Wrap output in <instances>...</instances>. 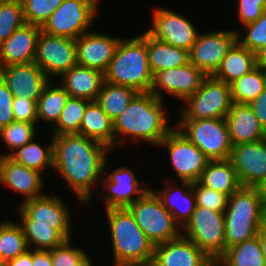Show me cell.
Masks as SVG:
<instances>
[{
	"instance_id": "6da1fadb",
	"label": "cell",
	"mask_w": 266,
	"mask_h": 266,
	"mask_svg": "<svg viewBox=\"0 0 266 266\" xmlns=\"http://www.w3.org/2000/svg\"><path fill=\"white\" fill-rule=\"evenodd\" d=\"M52 140L53 170L60 173L80 203L88 205L93 196V186L104 175L106 156L111 149L80 134L53 136Z\"/></svg>"
},
{
	"instance_id": "7a4b0ae2",
	"label": "cell",
	"mask_w": 266,
	"mask_h": 266,
	"mask_svg": "<svg viewBox=\"0 0 266 266\" xmlns=\"http://www.w3.org/2000/svg\"><path fill=\"white\" fill-rule=\"evenodd\" d=\"M163 101L151 92H138L114 120L115 146L126 142V135L134 140L138 138L144 142L159 145L173 129L167 124V112L163 108L165 107ZM122 135H125L123 141L121 137L118 140L117 138Z\"/></svg>"
},
{
	"instance_id": "3957f363",
	"label": "cell",
	"mask_w": 266,
	"mask_h": 266,
	"mask_svg": "<svg viewBox=\"0 0 266 266\" xmlns=\"http://www.w3.org/2000/svg\"><path fill=\"white\" fill-rule=\"evenodd\" d=\"M114 266H136L152 262L155 245L138 226L127 208L106 209Z\"/></svg>"
},
{
	"instance_id": "277c9868",
	"label": "cell",
	"mask_w": 266,
	"mask_h": 266,
	"mask_svg": "<svg viewBox=\"0 0 266 266\" xmlns=\"http://www.w3.org/2000/svg\"><path fill=\"white\" fill-rule=\"evenodd\" d=\"M104 76L109 83L128 86L137 92H150L153 74L146 49V32L127 40L121 39Z\"/></svg>"
},
{
	"instance_id": "5b68a950",
	"label": "cell",
	"mask_w": 266,
	"mask_h": 266,
	"mask_svg": "<svg viewBox=\"0 0 266 266\" xmlns=\"http://www.w3.org/2000/svg\"><path fill=\"white\" fill-rule=\"evenodd\" d=\"M264 206L255 187H241L229 197L224 212L226 249L258 235Z\"/></svg>"
},
{
	"instance_id": "8992f818",
	"label": "cell",
	"mask_w": 266,
	"mask_h": 266,
	"mask_svg": "<svg viewBox=\"0 0 266 266\" xmlns=\"http://www.w3.org/2000/svg\"><path fill=\"white\" fill-rule=\"evenodd\" d=\"M127 209L154 245L173 240L182 234L173 215L162 205L151 188Z\"/></svg>"
},
{
	"instance_id": "52a82bcc",
	"label": "cell",
	"mask_w": 266,
	"mask_h": 266,
	"mask_svg": "<svg viewBox=\"0 0 266 266\" xmlns=\"http://www.w3.org/2000/svg\"><path fill=\"white\" fill-rule=\"evenodd\" d=\"M184 103L187 106L181 109V120L225 118L233 104L231 87L213 76H206L200 88Z\"/></svg>"
},
{
	"instance_id": "ba28073f",
	"label": "cell",
	"mask_w": 266,
	"mask_h": 266,
	"mask_svg": "<svg viewBox=\"0 0 266 266\" xmlns=\"http://www.w3.org/2000/svg\"><path fill=\"white\" fill-rule=\"evenodd\" d=\"M175 127L209 160L230 159L233 146L225 118L180 120Z\"/></svg>"
},
{
	"instance_id": "9c48e42d",
	"label": "cell",
	"mask_w": 266,
	"mask_h": 266,
	"mask_svg": "<svg viewBox=\"0 0 266 266\" xmlns=\"http://www.w3.org/2000/svg\"><path fill=\"white\" fill-rule=\"evenodd\" d=\"M183 230L182 235L189 238L213 261L216 262L225 253L224 212L196 206L181 232Z\"/></svg>"
},
{
	"instance_id": "30bf717a",
	"label": "cell",
	"mask_w": 266,
	"mask_h": 266,
	"mask_svg": "<svg viewBox=\"0 0 266 266\" xmlns=\"http://www.w3.org/2000/svg\"><path fill=\"white\" fill-rule=\"evenodd\" d=\"M99 0H63L41 27L53 36L77 39L88 32L95 21Z\"/></svg>"
},
{
	"instance_id": "8fae6325",
	"label": "cell",
	"mask_w": 266,
	"mask_h": 266,
	"mask_svg": "<svg viewBox=\"0 0 266 266\" xmlns=\"http://www.w3.org/2000/svg\"><path fill=\"white\" fill-rule=\"evenodd\" d=\"M167 147L170 163L179 180L197 182L209 159L175 126L159 144Z\"/></svg>"
},
{
	"instance_id": "7c38bea8",
	"label": "cell",
	"mask_w": 266,
	"mask_h": 266,
	"mask_svg": "<svg viewBox=\"0 0 266 266\" xmlns=\"http://www.w3.org/2000/svg\"><path fill=\"white\" fill-rule=\"evenodd\" d=\"M34 63L48 78L60 77L77 64L76 40L41 31L37 40Z\"/></svg>"
},
{
	"instance_id": "4fadbf2b",
	"label": "cell",
	"mask_w": 266,
	"mask_h": 266,
	"mask_svg": "<svg viewBox=\"0 0 266 266\" xmlns=\"http://www.w3.org/2000/svg\"><path fill=\"white\" fill-rule=\"evenodd\" d=\"M237 32L238 30H228L199 34L189 51V63L195 65L206 76H212L237 42Z\"/></svg>"
},
{
	"instance_id": "5bb4252c",
	"label": "cell",
	"mask_w": 266,
	"mask_h": 266,
	"mask_svg": "<svg viewBox=\"0 0 266 266\" xmlns=\"http://www.w3.org/2000/svg\"><path fill=\"white\" fill-rule=\"evenodd\" d=\"M152 15L153 24L147 31L152 37L190 51L199 33L188 18L161 7L154 9Z\"/></svg>"
},
{
	"instance_id": "9a60e30c",
	"label": "cell",
	"mask_w": 266,
	"mask_h": 266,
	"mask_svg": "<svg viewBox=\"0 0 266 266\" xmlns=\"http://www.w3.org/2000/svg\"><path fill=\"white\" fill-rule=\"evenodd\" d=\"M51 193V196L33 198L19 206L21 220H34V224L53 225L67 240L71 239L70 211L65 202Z\"/></svg>"
},
{
	"instance_id": "2e32d148",
	"label": "cell",
	"mask_w": 266,
	"mask_h": 266,
	"mask_svg": "<svg viewBox=\"0 0 266 266\" xmlns=\"http://www.w3.org/2000/svg\"><path fill=\"white\" fill-rule=\"evenodd\" d=\"M205 77L206 75L191 63L165 69L153 76L150 92L158 99L164 100L162 96L164 91L171 97L174 96L184 102L200 88Z\"/></svg>"
},
{
	"instance_id": "e0dca14e",
	"label": "cell",
	"mask_w": 266,
	"mask_h": 266,
	"mask_svg": "<svg viewBox=\"0 0 266 266\" xmlns=\"http://www.w3.org/2000/svg\"><path fill=\"white\" fill-rule=\"evenodd\" d=\"M107 160L104 164V187L107 192L102 193L105 209L127 208L137 199L141 198L148 190L147 187L140 188V183L135 177L133 170L129 167H119L113 172L107 171ZM106 185V186H105ZM108 187V188H107ZM107 193V194H106ZM137 194V197L134 195Z\"/></svg>"
},
{
	"instance_id": "ac0fdd59",
	"label": "cell",
	"mask_w": 266,
	"mask_h": 266,
	"mask_svg": "<svg viewBox=\"0 0 266 266\" xmlns=\"http://www.w3.org/2000/svg\"><path fill=\"white\" fill-rule=\"evenodd\" d=\"M230 160L242 187H255L266 178V139L233 145Z\"/></svg>"
},
{
	"instance_id": "d6986e66",
	"label": "cell",
	"mask_w": 266,
	"mask_h": 266,
	"mask_svg": "<svg viewBox=\"0 0 266 266\" xmlns=\"http://www.w3.org/2000/svg\"><path fill=\"white\" fill-rule=\"evenodd\" d=\"M152 263L156 266H216L215 261L182 234L155 245Z\"/></svg>"
},
{
	"instance_id": "ffe728a7",
	"label": "cell",
	"mask_w": 266,
	"mask_h": 266,
	"mask_svg": "<svg viewBox=\"0 0 266 266\" xmlns=\"http://www.w3.org/2000/svg\"><path fill=\"white\" fill-rule=\"evenodd\" d=\"M0 78L7 85L13 97L36 102L43 88L50 81L34 62L0 67Z\"/></svg>"
},
{
	"instance_id": "44dd1931",
	"label": "cell",
	"mask_w": 266,
	"mask_h": 266,
	"mask_svg": "<svg viewBox=\"0 0 266 266\" xmlns=\"http://www.w3.org/2000/svg\"><path fill=\"white\" fill-rule=\"evenodd\" d=\"M121 39L92 31L82 34L76 39L77 64L105 73Z\"/></svg>"
},
{
	"instance_id": "7402d4cb",
	"label": "cell",
	"mask_w": 266,
	"mask_h": 266,
	"mask_svg": "<svg viewBox=\"0 0 266 266\" xmlns=\"http://www.w3.org/2000/svg\"><path fill=\"white\" fill-rule=\"evenodd\" d=\"M41 27L25 23L0 44V67L34 62Z\"/></svg>"
},
{
	"instance_id": "603a6c76",
	"label": "cell",
	"mask_w": 266,
	"mask_h": 266,
	"mask_svg": "<svg viewBox=\"0 0 266 266\" xmlns=\"http://www.w3.org/2000/svg\"><path fill=\"white\" fill-rule=\"evenodd\" d=\"M42 173L0 156V183L24 195L23 202L43 196Z\"/></svg>"
},
{
	"instance_id": "cb8c5ba5",
	"label": "cell",
	"mask_w": 266,
	"mask_h": 266,
	"mask_svg": "<svg viewBox=\"0 0 266 266\" xmlns=\"http://www.w3.org/2000/svg\"><path fill=\"white\" fill-rule=\"evenodd\" d=\"M225 120L232 146L266 139V132L248 104L233 102Z\"/></svg>"
},
{
	"instance_id": "d4e9b609",
	"label": "cell",
	"mask_w": 266,
	"mask_h": 266,
	"mask_svg": "<svg viewBox=\"0 0 266 266\" xmlns=\"http://www.w3.org/2000/svg\"><path fill=\"white\" fill-rule=\"evenodd\" d=\"M61 86L70 97L96 101L105 81L104 73L76 64L63 73Z\"/></svg>"
},
{
	"instance_id": "484cf974",
	"label": "cell",
	"mask_w": 266,
	"mask_h": 266,
	"mask_svg": "<svg viewBox=\"0 0 266 266\" xmlns=\"http://www.w3.org/2000/svg\"><path fill=\"white\" fill-rule=\"evenodd\" d=\"M181 186H184V188L174 184V186H167L163 191L162 189L151 190L160 199L162 205L173 215L174 221L182 229L195 211L196 197L191 182L182 181Z\"/></svg>"
},
{
	"instance_id": "4316f807",
	"label": "cell",
	"mask_w": 266,
	"mask_h": 266,
	"mask_svg": "<svg viewBox=\"0 0 266 266\" xmlns=\"http://www.w3.org/2000/svg\"><path fill=\"white\" fill-rule=\"evenodd\" d=\"M198 182L229 197L242 187L230 159L209 160Z\"/></svg>"
},
{
	"instance_id": "83f0119b",
	"label": "cell",
	"mask_w": 266,
	"mask_h": 266,
	"mask_svg": "<svg viewBox=\"0 0 266 266\" xmlns=\"http://www.w3.org/2000/svg\"><path fill=\"white\" fill-rule=\"evenodd\" d=\"M79 134L99 141L110 149L115 148L114 121L96 101L87 105Z\"/></svg>"
},
{
	"instance_id": "f1b7e54d",
	"label": "cell",
	"mask_w": 266,
	"mask_h": 266,
	"mask_svg": "<svg viewBox=\"0 0 266 266\" xmlns=\"http://www.w3.org/2000/svg\"><path fill=\"white\" fill-rule=\"evenodd\" d=\"M146 49L153 76L162 70L181 67L189 63V51L162 42L152 37L147 31Z\"/></svg>"
},
{
	"instance_id": "f546056e",
	"label": "cell",
	"mask_w": 266,
	"mask_h": 266,
	"mask_svg": "<svg viewBox=\"0 0 266 266\" xmlns=\"http://www.w3.org/2000/svg\"><path fill=\"white\" fill-rule=\"evenodd\" d=\"M256 67V54L237 41L212 76L230 85Z\"/></svg>"
},
{
	"instance_id": "4dcf8cb0",
	"label": "cell",
	"mask_w": 266,
	"mask_h": 266,
	"mask_svg": "<svg viewBox=\"0 0 266 266\" xmlns=\"http://www.w3.org/2000/svg\"><path fill=\"white\" fill-rule=\"evenodd\" d=\"M216 266H265L259 235L227 248Z\"/></svg>"
},
{
	"instance_id": "1f68e13d",
	"label": "cell",
	"mask_w": 266,
	"mask_h": 266,
	"mask_svg": "<svg viewBox=\"0 0 266 266\" xmlns=\"http://www.w3.org/2000/svg\"><path fill=\"white\" fill-rule=\"evenodd\" d=\"M20 221L19 225L23 230L30 250L49 251L67 240L58 230L53 228V225L34 224V220Z\"/></svg>"
},
{
	"instance_id": "d6a6232c",
	"label": "cell",
	"mask_w": 266,
	"mask_h": 266,
	"mask_svg": "<svg viewBox=\"0 0 266 266\" xmlns=\"http://www.w3.org/2000/svg\"><path fill=\"white\" fill-rule=\"evenodd\" d=\"M138 92L131 87L104 81L96 102L114 121Z\"/></svg>"
},
{
	"instance_id": "836d02e7",
	"label": "cell",
	"mask_w": 266,
	"mask_h": 266,
	"mask_svg": "<svg viewBox=\"0 0 266 266\" xmlns=\"http://www.w3.org/2000/svg\"><path fill=\"white\" fill-rule=\"evenodd\" d=\"M46 147L44 149L33 139L16 149L8 157L16 163L42 173L46 167L53 169V140Z\"/></svg>"
},
{
	"instance_id": "e575fe53",
	"label": "cell",
	"mask_w": 266,
	"mask_h": 266,
	"mask_svg": "<svg viewBox=\"0 0 266 266\" xmlns=\"http://www.w3.org/2000/svg\"><path fill=\"white\" fill-rule=\"evenodd\" d=\"M232 101L249 104L266 88V71L256 67L230 84Z\"/></svg>"
},
{
	"instance_id": "d590c367",
	"label": "cell",
	"mask_w": 266,
	"mask_h": 266,
	"mask_svg": "<svg viewBox=\"0 0 266 266\" xmlns=\"http://www.w3.org/2000/svg\"><path fill=\"white\" fill-rule=\"evenodd\" d=\"M68 98L69 93L61 85L54 87L49 81L37 100L38 121L43 119L45 122H53L56 124Z\"/></svg>"
},
{
	"instance_id": "8d00e7d4",
	"label": "cell",
	"mask_w": 266,
	"mask_h": 266,
	"mask_svg": "<svg viewBox=\"0 0 266 266\" xmlns=\"http://www.w3.org/2000/svg\"><path fill=\"white\" fill-rule=\"evenodd\" d=\"M90 100L70 97L61 111L59 120L53 127V135L79 134L80 125Z\"/></svg>"
},
{
	"instance_id": "74e56055",
	"label": "cell",
	"mask_w": 266,
	"mask_h": 266,
	"mask_svg": "<svg viewBox=\"0 0 266 266\" xmlns=\"http://www.w3.org/2000/svg\"><path fill=\"white\" fill-rule=\"evenodd\" d=\"M28 250L21 226L11 221L0 223V260L5 264Z\"/></svg>"
},
{
	"instance_id": "f35d334b",
	"label": "cell",
	"mask_w": 266,
	"mask_h": 266,
	"mask_svg": "<svg viewBox=\"0 0 266 266\" xmlns=\"http://www.w3.org/2000/svg\"><path fill=\"white\" fill-rule=\"evenodd\" d=\"M25 23L21 0L0 1V44Z\"/></svg>"
},
{
	"instance_id": "ab89813d",
	"label": "cell",
	"mask_w": 266,
	"mask_h": 266,
	"mask_svg": "<svg viewBox=\"0 0 266 266\" xmlns=\"http://www.w3.org/2000/svg\"><path fill=\"white\" fill-rule=\"evenodd\" d=\"M36 126V123L13 121L6 127L1 128L0 137L6 143L8 149H10L9 153L0 154L1 157L9 156L16 149L32 141L36 136Z\"/></svg>"
},
{
	"instance_id": "60d3db41",
	"label": "cell",
	"mask_w": 266,
	"mask_h": 266,
	"mask_svg": "<svg viewBox=\"0 0 266 266\" xmlns=\"http://www.w3.org/2000/svg\"><path fill=\"white\" fill-rule=\"evenodd\" d=\"M27 24L42 27L63 0H21Z\"/></svg>"
},
{
	"instance_id": "b9f144b4",
	"label": "cell",
	"mask_w": 266,
	"mask_h": 266,
	"mask_svg": "<svg viewBox=\"0 0 266 266\" xmlns=\"http://www.w3.org/2000/svg\"><path fill=\"white\" fill-rule=\"evenodd\" d=\"M244 27L247 33L242 37L241 33L237 32V41L242 46L257 54L261 49L266 47V10L257 21L244 25Z\"/></svg>"
},
{
	"instance_id": "7bdbcfd3",
	"label": "cell",
	"mask_w": 266,
	"mask_h": 266,
	"mask_svg": "<svg viewBox=\"0 0 266 266\" xmlns=\"http://www.w3.org/2000/svg\"><path fill=\"white\" fill-rule=\"evenodd\" d=\"M196 206L208 208L217 212H225L229 196L201 185L198 181L192 183Z\"/></svg>"
},
{
	"instance_id": "ee69618b",
	"label": "cell",
	"mask_w": 266,
	"mask_h": 266,
	"mask_svg": "<svg viewBox=\"0 0 266 266\" xmlns=\"http://www.w3.org/2000/svg\"><path fill=\"white\" fill-rule=\"evenodd\" d=\"M49 251L53 266H76L87 254L82 249L71 246L70 239Z\"/></svg>"
},
{
	"instance_id": "f6af8a7d",
	"label": "cell",
	"mask_w": 266,
	"mask_h": 266,
	"mask_svg": "<svg viewBox=\"0 0 266 266\" xmlns=\"http://www.w3.org/2000/svg\"><path fill=\"white\" fill-rule=\"evenodd\" d=\"M238 19L242 25L257 21L265 11L262 0H237Z\"/></svg>"
},
{
	"instance_id": "bcb514c9",
	"label": "cell",
	"mask_w": 266,
	"mask_h": 266,
	"mask_svg": "<svg viewBox=\"0 0 266 266\" xmlns=\"http://www.w3.org/2000/svg\"><path fill=\"white\" fill-rule=\"evenodd\" d=\"M37 102L14 97L12 110L15 121L38 123Z\"/></svg>"
},
{
	"instance_id": "7dc6e473",
	"label": "cell",
	"mask_w": 266,
	"mask_h": 266,
	"mask_svg": "<svg viewBox=\"0 0 266 266\" xmlns=\"http://www.w3.org/2000/svg\"><path fill=\"white\" fill-rule=\"evenodd\" d=\"M13 100V94L0 78V129L15 121L12 110Z\"/></svg>"
},
{
	"instance_id": "c3c4849f",
	"label": "cell",
	"mask_w": 266,
	"mask_h": 266,
	"mask_svg": "<svg viewBox=\"0 0 266 266\" xmlns=\"http://www.w3.org/2000/svg\"><path fill=\"white\" fill-rule=\"evenodd\" d=\"M248 105L266 132V88Z\"/></svg>"
},
{
	"instance_id": "681fc988",
	"label": "cell",
	"mask_w": 266,
	"mask_h": 266,
	"mask_svg": "<svg viewBox=\"0 0 266 266\" xmlns=\"http://www.w3.org/2000/svg\"><path fill=\"white\" fill-rule=\"evenodd\" d=\"M33 266H53L50 251L32 250Z\"/></svg>"
},
{
	"instance_id": "f907efd6",
	"label": "cell",
	"mask_w": 266,
	"mask_h": 266,
	"mask_svg": "<svg viewBox=\"0 0 266 266\" xmlns=\"http://www.w3.org/2000/svg\"><path fill=\"white\" fill-rule=\"evenodd\" d=\"M5 266H33L32 250L28 249L25 253L7 261Z\"/></svg>"
},
{
	"instance_id": "816d5d0a",
	"label": "cell",
	"mask_w": 266,
	"mask_h": 266,
	"mask_svg": "<svg viewBox=\"0 0 266 266\" xmlns=\"http://www.w3.org/2000/svg\"><path fill=\"white\" fill-rule=\"evenodd\" d=\"M257 67L266 71V47L256 54Z\"/></svg>"
},
{
	"instance_id": "f5cc1de1",
	"label": "cell",
	"mask_w": 266,
	"mask_h": 266,
	"mask_svg": "<svg viewBox=\"0 0 266 266\" xmlns=\"http://www.w3.org/2000/svg\"><path fill=\"white\" fill-rule=\"evenodd\" d=\"M255 188L257 189L264 205L266 206V178L256 185Z\"/></svg>"
},
{
	"instance_id": "db71d44e",
	"label": "cell",
	"mask_w": 266,
	"mask_h": 266,
	"mask_svg": "<svg viewBox=\"0 0 266 266\" xmlns=\"http://www.w3.org/2000/svg\"><path fill=\"white\" fill-rule=\"evenodd\" d=\"M258 235H259V241H260V244H261L263 256H264V259H265V266H266V235L262 234L261 232H259Z\"/></svg>"
},
{
	"instance_id": "11a10c76",
	"label": "cell",
	"mask_w": 266,
	"mask_h": 266,
	"mask_svg": "<svg viewBox=\"0 0 266 266\" xmlns=\"http://www.w3.org/2000/svg\"><path fill=\"white\" fill-rule=\"evenodd\" d=\"M260 232L266 235V206H264L262 211Z\"/></svg>"
},
{
	"instance_id": "9f6ffc18",
	"label": "cell",
	"mask_w": 266,
	"mask_h": 266,
	"mask_svg": "<svg viewBox=\"0 0 266 266\" xmlns=\"http://www.w3.org/2000/svg\"><path fill=\"white\" fill-rule=\"evenodd\" d=\"M76 266H93L90 257L86 254Z\"/></svg>"
},
{
	"instance_id": "6f0895ef",
	"label": "cell",
	"mask_w": 266,
	"mask_h": 266,
	"mask_svg": "<svg viewBox=\"0 0 266 266\" xmlns=\"http://www.w3.org/2000/svg\"><path fill=\"white\" fill-rule=\"evenodd\" d=\"M136 266H156V265L154 263H152V262H149V263L139 264V265H136Z\"/></svg>"
},
{
	"instance_id": "680465c9",
	"label": "cell",
	"mask_w": 266,
	"mask_h": 266,
	"mask_svg": "<svg viewBox=\"0 0 266 266\" xmlns=\"http://www.w3.org/2000/svg\"><path fill=\"white\" fill-rule=\"evenodd\" d=\"M264 9L266 10V0H262Z\"/></svg>"
},
{
	"instance_id": "91938a15",
	"label": "cell",
	"mask_w": 266,
	"mask_h": 266,
	"mask_svg": "<svg viewBox=\"0 0 266 266\" xmlns=\"http://www.w3.org/2000/svg\"><path fill=\"white\" fill-rule=\"evenodd\" d=\"M0 266H5V264L0 260Z\"/></svg>"
}]
</instances>
